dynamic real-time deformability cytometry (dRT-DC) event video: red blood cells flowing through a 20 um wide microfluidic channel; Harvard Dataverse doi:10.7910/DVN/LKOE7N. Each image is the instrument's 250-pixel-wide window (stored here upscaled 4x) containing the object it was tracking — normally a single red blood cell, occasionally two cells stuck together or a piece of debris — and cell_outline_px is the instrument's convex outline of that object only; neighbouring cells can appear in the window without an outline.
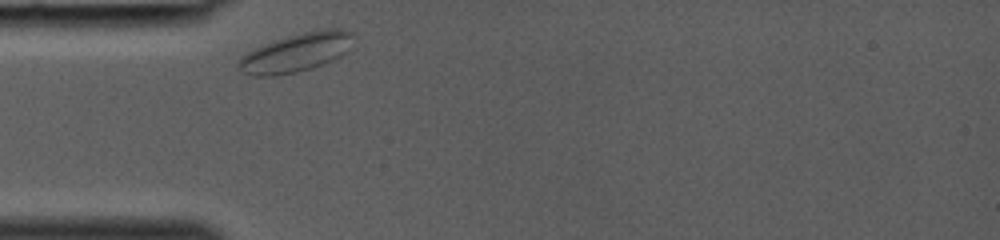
{"species": "common noctule bat (a hibernating species)", "species_latin": "Nyctalus noctula", "temperature_condition": "room temperature", "stored_images_in_passage": 4, "camera_frame_rate_fps": 3000, "um_per_image_px": 0.085, "animal": {"sex": "female", "body_mass_g": 19.0, "forearm_length_mm": 53.3}, "frame": {"image": 1, "passage_image": 1, "time_ms": 0.0, "image_size_px": [1000, 240], "cell_outline_px": [[352, 36], [348, 48], [340, 56], [332, 60], [312, 68], [296, 72], [276, 76], [252, 76], [244, 72], [236, 64], [236, 60], [240, 56], [264, 44], [288, 36], [304, 32], [328, 28], [340, 28], [352, 32]], "centroid_in_image_um": [25.13, 4.48], "position_along_channel_um": 59.9, "area_um2": 25.55}}
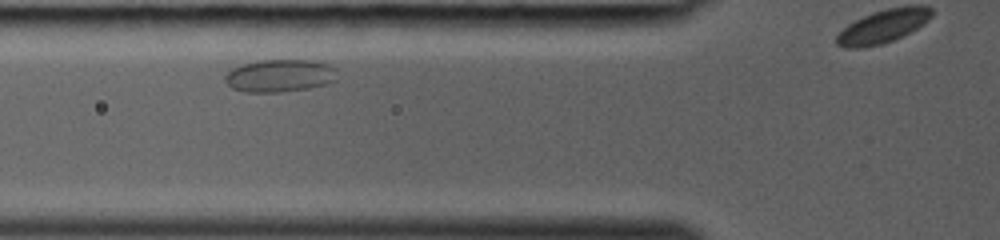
{"frame": {"image": 2, "passage_image": 2, "time_ms": 0.333, "image_size_px": [1000, 240], "cell_outline_px": [[336, 80], [324, 84], [308, 88], [280, 92], [248, 92], [232, 88], [224, 80], [224, 76], [232, 68], [240, 64], [256, 60], [312, 60], [328, 64], [336, 68]], "centroid_in_image_um": [23.76, 6.42], "position_along_channel_um": 102.0, "area_um2": 21.39}}